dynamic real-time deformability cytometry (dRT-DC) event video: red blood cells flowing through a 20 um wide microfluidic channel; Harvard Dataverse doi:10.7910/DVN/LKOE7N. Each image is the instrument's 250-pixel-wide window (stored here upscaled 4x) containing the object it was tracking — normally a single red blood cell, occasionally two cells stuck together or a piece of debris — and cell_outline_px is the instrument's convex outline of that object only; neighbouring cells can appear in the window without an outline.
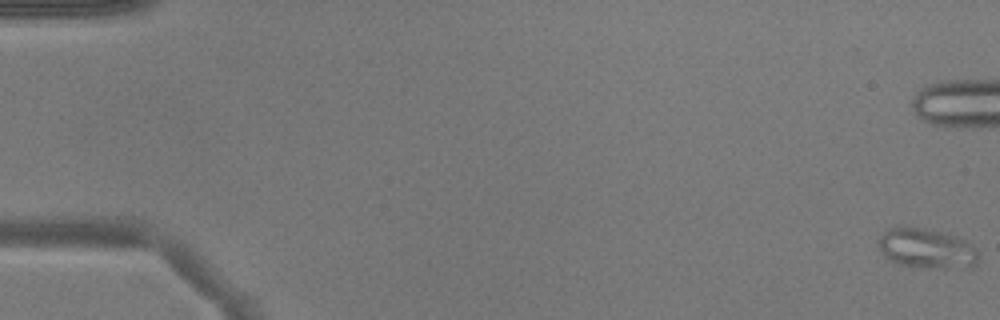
{"species": "common noctule bat (a hibernating species)", "species_latin": "Nyctalus noctula", "temperature_condition": "warm", "stored_images_in_passage": 50, "camera_frame_rate_fps": 3000, "um_per_image_px": 0.085, "animal": {"sex": "male", "body_mass_g": 17.9}, "frame": {"image": 1, "passage_image": 1, "time_ms": 0.0, "image_size_px": [1000, 320], "cell_outline_px": [[980, 256], [976, 264], [972, 268], [912, 268], [896, 264], [888, 260], [884, 256], [880, 248], [880, 236], [888, 228], [896, 224], [924, 228], [956, 236], [964, 240], [976, 248]], "centroid_in_image_um": [78.75, 21.13], "position_along_channel_um": 6.2, "area_um2": 23.99}}